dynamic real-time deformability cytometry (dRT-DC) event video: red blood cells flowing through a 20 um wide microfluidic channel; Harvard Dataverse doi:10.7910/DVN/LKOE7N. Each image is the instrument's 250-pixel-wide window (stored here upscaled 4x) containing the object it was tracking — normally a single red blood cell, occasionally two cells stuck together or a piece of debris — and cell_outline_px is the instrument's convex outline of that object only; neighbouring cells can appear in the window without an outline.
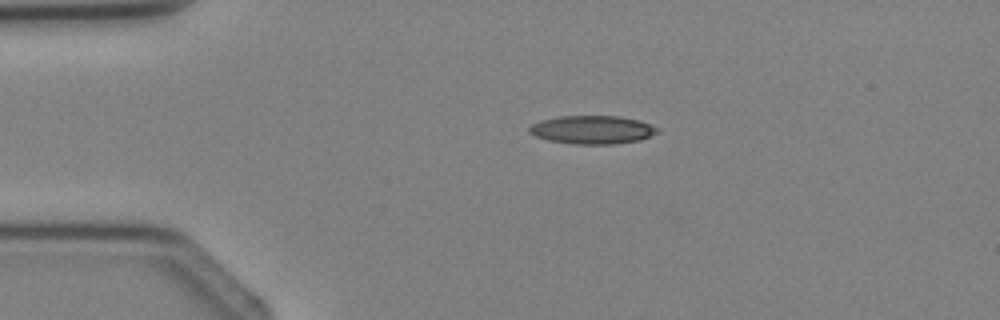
{"species": "Egyptian fruit bat (a non-hibernating species)", "species_latin": "Rousettus aegyptiacus", "temperature_condition": "cold", "stored_images_in_passage": 2, "camera_frame_rate_fps": 3000, "um_per_image_px": 0.085, "animal": {"sex": "female"}, "frame": {"image": 1, "passage_image": 1, "time_ms": 0.0, "image_size_px": [1000, 320], "cell_outline_px": [[660, 132], [640, 140], [612, 144], [572, 144], [548, 140], [536, 136], [528, 132], [528, 128], [532, 124], [540, 120], [560, 116], [620, 116], [640, 120], [660, 128]], "centroid_in_image_um": [50.37, 11.02], "position_along_channel_um": 34.6, "area_um2": 21.33}}